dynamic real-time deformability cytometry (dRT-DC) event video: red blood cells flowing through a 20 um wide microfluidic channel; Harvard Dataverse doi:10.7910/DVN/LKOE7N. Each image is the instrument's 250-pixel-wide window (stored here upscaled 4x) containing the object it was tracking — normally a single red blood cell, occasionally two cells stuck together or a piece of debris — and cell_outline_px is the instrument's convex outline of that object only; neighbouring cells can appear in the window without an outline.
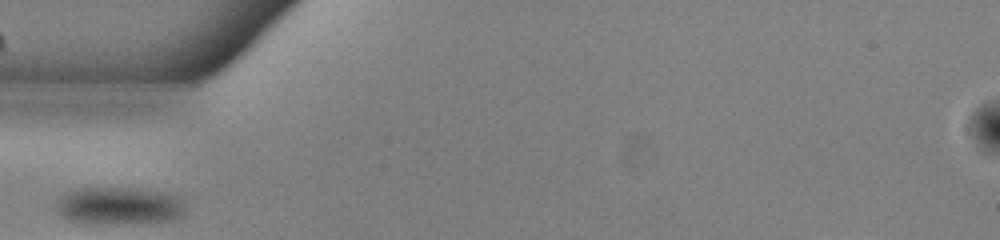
{"species": "common noctule bat (a hibernating species)", "species_latin": "Nyctalus noctula", "temperature_condition": "warm", "stored_images_in_passage": 26, "camera_frame_rate_fps": 3000, "um_per_image_px": 0.085, "animal": {"sex": "male", "body_mass_g": 13.0, "forearm_length_mm": 53.1}, "frame": {"image": 1, "passage_image": 1, "time_ms": 0.0, "image_size_px": [1000, 240], "cell_outline_px": [[184, 212], [180, 216], [172, 220], [160, 224], [84, 224], [68, 220], [60, 216], [56, 212], [56, 200], [64, 192], [76, 188], [136, 188], [172, 192], [184, 196]], "centroid_in_image_um": [10.17, 17.51], "position_along_channel_um": 74.8, "area_um2": 29.94}}
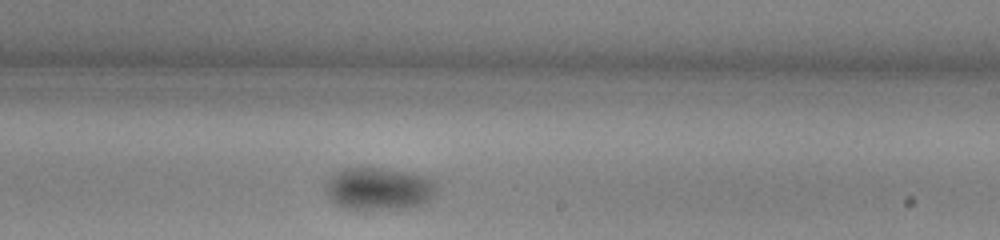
{"frame": {"image": 2, "passage_image": 15, "time_ms": 4.667, "image_size_px": [1000, 240], "cell_outline_px": [[436, 196], [420, 204], [408, 208], [344, 208], [336, 204], [328, 196], [324, 188], [328, 180], [336, 172], [344, 168], [380, 168], [432, 176], [436, 180]], "centroid_in_image_um": [32.25, 16.02], "position_along_channel_um": 256.7, "area_um2": 27.4}}
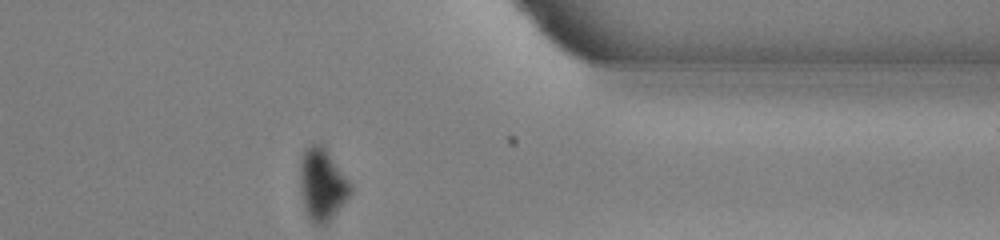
{"frame": {"image": 3, "passage_image": 26, "time_ms": 8.333, "image_size_px": [1000, 240], "cell_outline_px": [[352, 192], [336, 212], [324, 224], [312, 224], [304, 212], [300, 188], [300, 164], [304, 152], [312, 144], [324, 144], [352, 184]], "centroid_in_image_um": [27.38, 15.67], "position_along_channel_um": 384.0, "area_um2": 21.27}}